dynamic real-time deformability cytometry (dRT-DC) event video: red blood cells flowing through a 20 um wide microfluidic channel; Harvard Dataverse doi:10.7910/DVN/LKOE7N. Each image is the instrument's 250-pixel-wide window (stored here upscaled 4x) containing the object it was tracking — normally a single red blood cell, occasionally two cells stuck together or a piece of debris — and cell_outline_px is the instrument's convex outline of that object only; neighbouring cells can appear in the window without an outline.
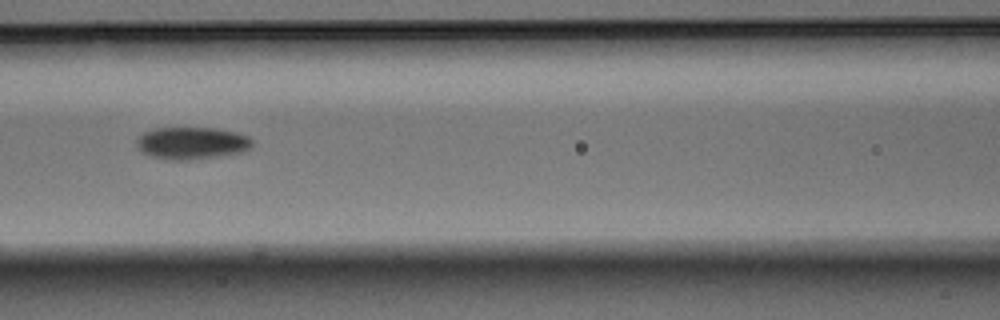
{"species": "Egyptian fruit bat (a non-hibernating species)", "species_latin": "Rousettus aegyptiacus", "temperature_condition": "warm", "stored_images_in_passage": 9, "camera_frame_rate_fps": 3000, "um_per_image_px": 0.085, "animal": {"sex": "male"}, "frame": {"image": 1, "passage_image": 6, "time_ms": 1.667, "image_size_px": [1000, 320], "cell_outline_px": [[252, 148], [244, 152], [220, 156], [188, 160], [168, 160], [152, 156], [144, 152], [136, 144], [136, 140], [144, 132], [152, 128], [216, 128], [236, 132], [248, 136], [252, 140]], "centroid_in_image_um": [16.34, 12.16], "position_along_channel_um": 150.3, "area_um2": 21.79}}
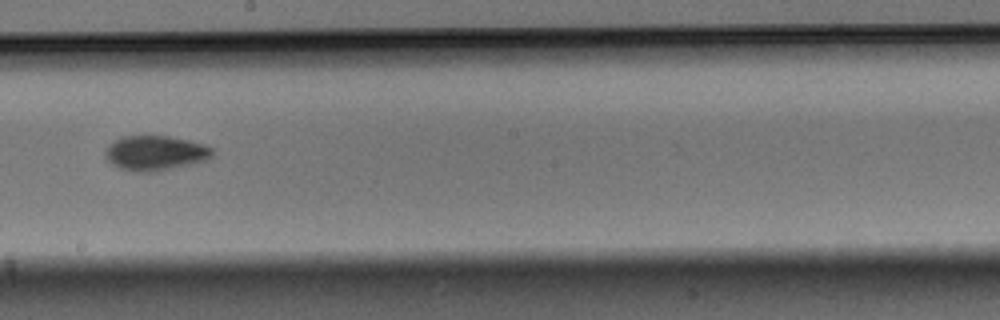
{"frame": {"image": 2, "passage_image": 8, "time_ms": 2.333, "image_size_px": [1000, 320], "cell_outline_px": [[216, 152], [208, 160], [156, 172], [136, 172], [120, 168], [112, 164], [108, 160], [104, 152], [116, 140], [124, 136], [168, 136], [188, 140], [204, 144], [212, 148]], "centroid_in_image_um": [13.26, 13.02], "position_along_channel_um": 234.9, "area_um2": 21.68}}
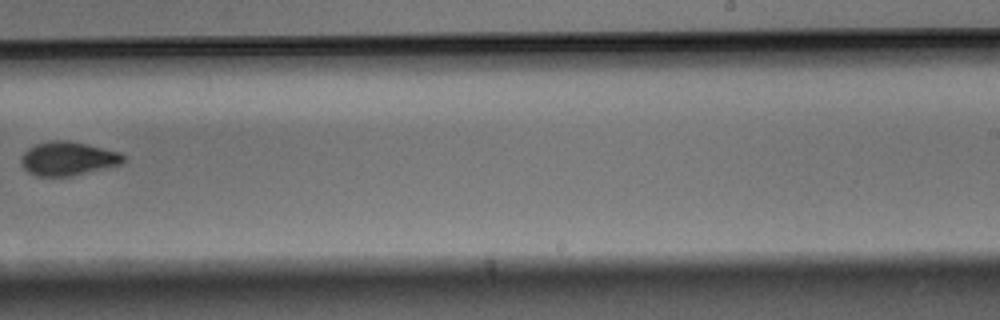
{"frame": {"image": 3, "passage_image": 9, "time_ms": 2.667, "image_size_px": [1000, 320], "cell_outline_px": [[124, 160], [120, 164], [68, 176], [36, 176], [28, 172], [24, 168], [20, 160], [24, 152], [28, 148], [36, 144], [52, 140], [68, 140], [120, 152], [124, 156]], "centroid_in_image_um": [5.73, 13.47], "position_along_channel_um": 283.3, "area_um2": 19.77}}